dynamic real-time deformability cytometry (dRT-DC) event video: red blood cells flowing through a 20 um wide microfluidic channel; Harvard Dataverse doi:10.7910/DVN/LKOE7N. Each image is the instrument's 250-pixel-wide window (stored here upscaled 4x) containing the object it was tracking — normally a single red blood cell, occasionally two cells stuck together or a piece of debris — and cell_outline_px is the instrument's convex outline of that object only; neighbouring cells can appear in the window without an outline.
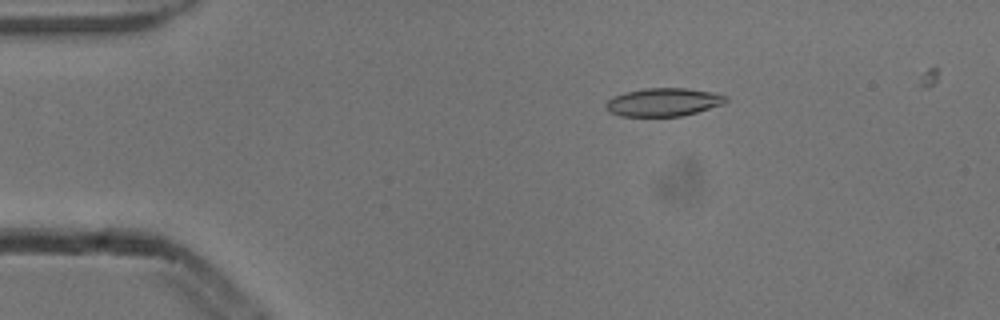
{"species": "common noctule bat (a hibernating species)", "species_latin": "Nyctalus noctula", "temperature_condition": "cold", "stored_images_in_passage": 9, "camera_frame_rate_fps": 3000, "um_per_image_px": 0.085, "animal": {"sex": "male", "body_mass_g": 13.3}, "frame": {"image": 1, "passage_image": 3, "time_ms": 0.667, "image_size_px": [1000, 320], "cell_outline_px": [[728, 100], [724, 104], [696, 112], [680, 116], [620, 116], [608, 112], [604, 108], [604, 104], [612, 96], [624, 92], [644, 88], [688, 88], [712, 92], [728, 96]], "centroid_in_image_um": [56.35, 8.68], "position_along_channel_um": 28.6, "area_um2": 19.94}}
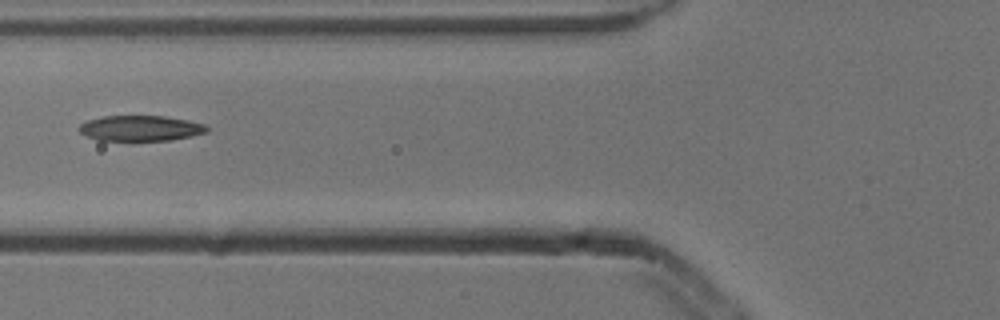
{"frame": {"image": 2, "passage_image": 6, "time_ms": 1.667, "image_size_px": [1000, 320], "cell_outline_px": [[208, 132], [192, 136], [172, 140], [132, 144], [96, 140], [80, 132], [76, 128], [80, 124], [88, 120], [104, 116], [164, 116], [188, 120], [204, 124], [208, 128]], "centroid_in_image_um": [11.91, 10.96], "position_along_channel_um": 113.9, "area_um2": 20.06}}
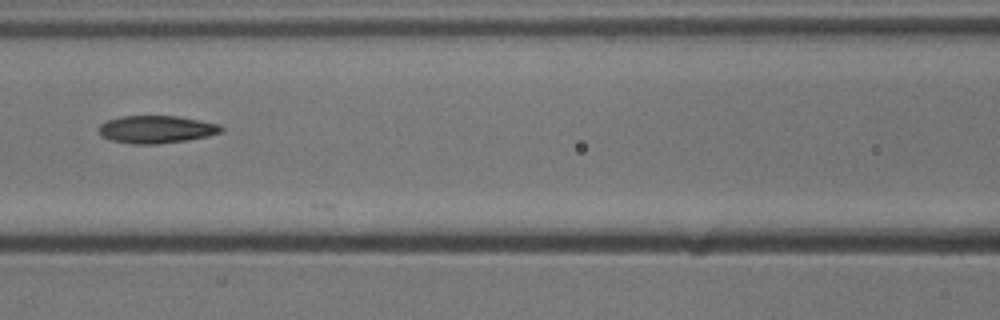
{"frame": {"image": 3, "passage_image": 7, "time_ms": 2.0, "image_size_px": [1000, 320], "cell_outline_px": [[224, 128], [220, 132], [208, 136], [188, 140], [156, 144], [132, 144], [112, 140], [100, 136], [100, 124], [108, 120], [120, 116], [176, 116], [200, 120], [220, 124]], "centroid_in_image_um": [13.3, 10.99], "position_along_channel_um": 153.3, "area_um2": 19.65}}